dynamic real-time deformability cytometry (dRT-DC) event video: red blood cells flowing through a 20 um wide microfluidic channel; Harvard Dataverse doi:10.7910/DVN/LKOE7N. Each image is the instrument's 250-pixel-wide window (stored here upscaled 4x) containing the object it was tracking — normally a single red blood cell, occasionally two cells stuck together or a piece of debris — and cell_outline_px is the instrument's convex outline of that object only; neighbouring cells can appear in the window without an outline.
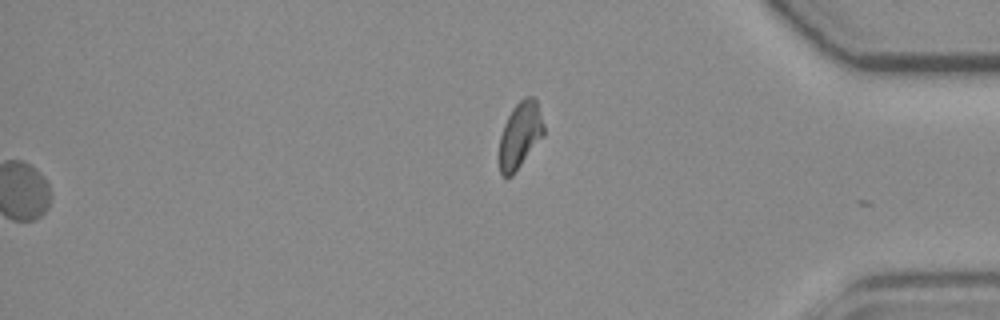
{"species": "common noctule bat (a hibernating species)", "species_latin": "Nyctalus noctula", "temperature_condition": "room temperature", "stored_images_in_passage": 54, "camera_frame_rate_fps": 3000, "um_per_image_px": 0.085, "animal": {"sex": "female", "body_mass_g": 19.3, "forearm_length_mm": 54.1}, "frame": {"image": 1, "passage_image": 54, "time_ms": 17.667, "image_size_px": [1000, 320], "cell_outline_px": [[544, 136], [512, 176], [500, 176], [500, 136], [504, 124], [512, 108], [524, 96], [532, 96], [536, 100], [544, 124]], "centroid_in_image_um": [44.22, 11.47], "position_along_channel_um": 391.0, "area_um2": 17.17}, "authors_computed_cell_mechanics": {"area_um2": 20.1433, "velocity_mm_per_s": 3.7624, "shape_relaxation_time_tau1_ms": null, "shape_relaxation_time_tau2_ms": 3.515, "deformation_change_tau1": null, "deformation_change_tau2": 0.0358}}